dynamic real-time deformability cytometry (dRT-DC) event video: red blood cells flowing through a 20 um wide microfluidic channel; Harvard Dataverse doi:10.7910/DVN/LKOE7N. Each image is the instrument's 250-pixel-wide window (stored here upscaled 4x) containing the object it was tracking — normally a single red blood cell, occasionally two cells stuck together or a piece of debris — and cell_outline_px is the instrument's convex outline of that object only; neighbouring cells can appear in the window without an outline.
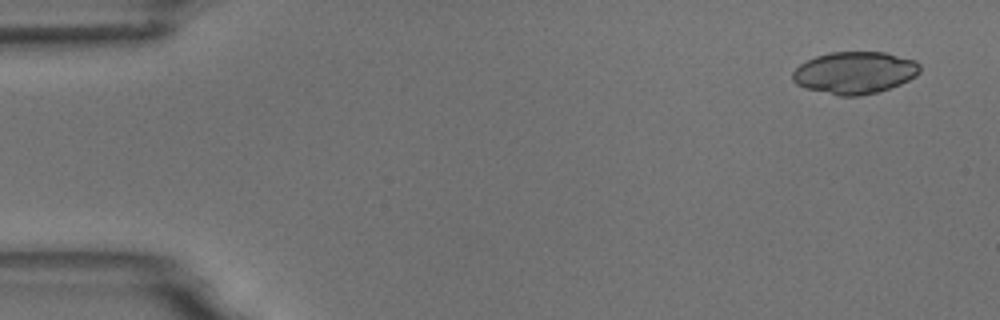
{"species": "common noctule bat (a hibernating species)", "species_latin": "Nyctalus noctula", "temperature_condition": "room temperature", "stored_images_in_passage": 6, "camera_frame_rate_fps": 3000, "um_per_image_px": 0.085, "animal": {"sex": "male", "body_mass_g": 18.8}, "frame": {"image": 1, "passage_image": 1, "time_ms": 0.0, "image_size_px": [1000, 320], "cell_outline_px": [[920, 72], [916, 76], [900, 84], [876, 92], [860, 96], [840, 96], [804, 88], [796, 84], [792, 80], [792, 72], [800, 64], [816, 56], [828, 52], [884, 52], [916, 60], [920, 64]], "centroid_in_image_um": [72.64, 6.18], "position_along_channel_um": 12.4, "area_um2": 31.33}}